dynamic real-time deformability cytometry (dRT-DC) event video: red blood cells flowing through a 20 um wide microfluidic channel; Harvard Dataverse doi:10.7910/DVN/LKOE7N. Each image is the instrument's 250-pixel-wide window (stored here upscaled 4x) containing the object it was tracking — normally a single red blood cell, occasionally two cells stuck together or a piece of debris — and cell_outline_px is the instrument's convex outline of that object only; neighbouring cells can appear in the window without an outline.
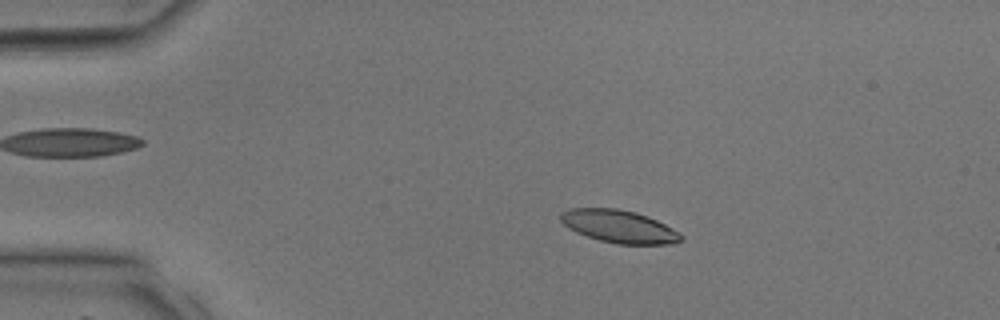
{"species": "common noctule bat (a hibernating species)", "species_latin": "Nyctalus noctula", "temperature_condition": "room temperature", "stored_images_in_passage": 34, "camera_frame_rate_fps": 3000, "um_per_image_px": 0.085, "animal": {"sex": "male", "body_mass_g": 17.9, "forearm_length_mm": 54.2}, "frame": {"image": 1, "passage_image": 3, "time_ms": 0.667, "image_size_px": [1000, 320], "cell_outline_px": [[684, 240], [672, 244], [616, 244], [600, 240], [576, 232], [568, 228], [560, 220], [560, 212], [568, 208], [616, 208], [636, 212], [648, 216], [672, 228], [684, 236]], "centroid_in_image_um": [52.62, 19.24], "position_along_channel_um": 32.4, "area_um2": 23.06}}
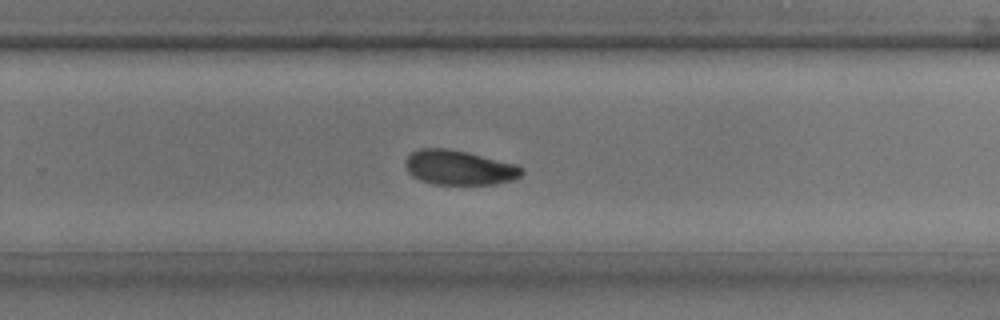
{"frame": {"image": 2, "passage_image": 21, "time_ms": 6.667, "image_size_px": [1000, 320], "cell_outline_px": [[524, 172], [520, 176], [512, 180], [496, 184], [432, 184], [420, 180], [412, 176], [408, 172], [404, 164], [404, 160], [412, 152], [420, 148], [444, 148], [468, 152], [520, 164], [524, 168]], "centroid_in_image_um": [39.06, 14.24], "position_along_channel_um": 290.7, "area_um2": 23.87}}
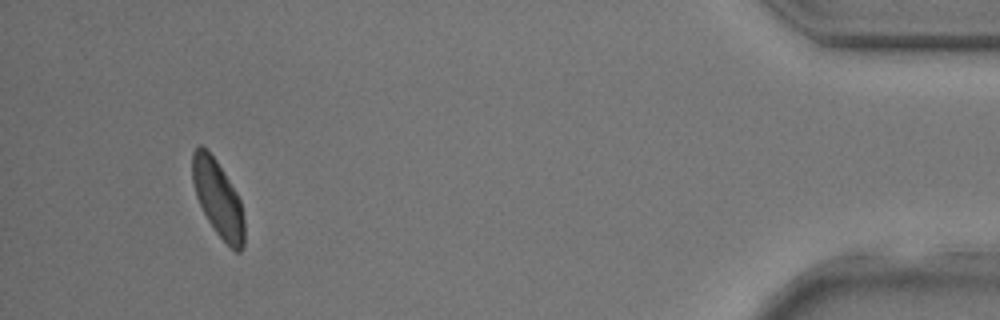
{"frame": {"image": 3, "passage_image": 32, "time_ms": 10.333, "image_size_px": [1000, 320], "cell_outline_px": [[244, 244], [240, 252], [236, 252], [216, 232], [208, 220], [196, 196], [192, 180], [192, 152], [200, 144], [216, 160], [236, 192], [240, 200], [244, 220]], "centroid_in_image_um": [18.53, 16.88], "position_along_channel_um": 416.7, "area_um2": 22.66}}